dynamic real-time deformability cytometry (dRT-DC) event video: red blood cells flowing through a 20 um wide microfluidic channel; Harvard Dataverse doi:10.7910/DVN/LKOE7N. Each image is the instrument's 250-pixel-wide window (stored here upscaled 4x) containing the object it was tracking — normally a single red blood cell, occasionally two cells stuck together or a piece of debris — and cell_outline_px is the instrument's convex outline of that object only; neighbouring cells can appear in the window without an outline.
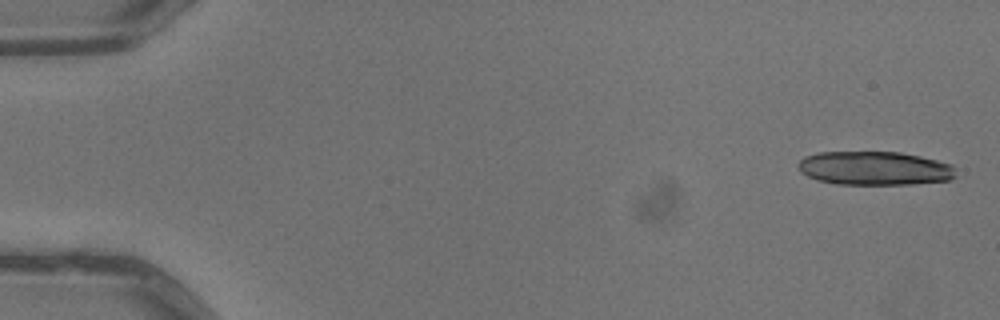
{"species": "common noctule bat (a hibernating species)", "species_latin": "Nyctalus noctula", "temperature_condition": "warm", "stored_images_in_passage": 4, "camera_frame_rate_fps": 3000, "um_per_image_px": 0.085, "animal": {"sex": "male", "body_mass_g": 13.3}, "frame": {"image": 1, "passage_image": 1, "time_ms": 0.0, "image_size_px": [1000, 320], "cell_outline_px": [[956, 176], [948, 180], [912, 184], [836, 184], [816, 180], [800, 172], [796, 164], [804, 156], [816, 152], [900, 152], [920, 156], [952, 164], [956, 168]], "centroid_in_image_um": [74.32, 14.3], "position_along_channel_um": 10.7, "area_um2": 31.27}}